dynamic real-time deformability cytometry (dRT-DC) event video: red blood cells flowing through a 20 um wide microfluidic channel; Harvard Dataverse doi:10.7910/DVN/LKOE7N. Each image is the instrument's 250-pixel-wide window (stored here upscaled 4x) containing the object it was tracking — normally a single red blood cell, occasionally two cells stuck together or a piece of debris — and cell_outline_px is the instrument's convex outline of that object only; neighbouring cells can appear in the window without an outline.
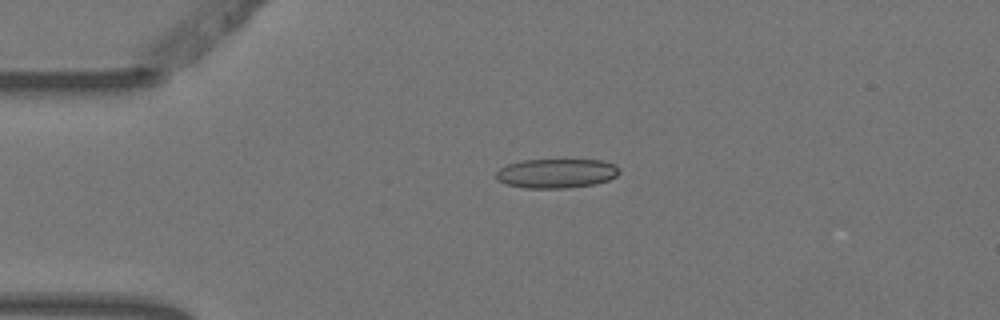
{"species": "Egyptian fruit bat (a non-hibernating species)", "species_latin": "Rousettus aegyptiacus", "temperature_condition": "warm", "stored_images_in_passage": 6, "camera_frame_rate_fps": 3000, "um_per_image_px": 0.085, "animal": {"sex": "female"}, "frame": {"image": 1, "passage_image": 4, "time_ms": 1.0, "image_size_px": [1000, 320], "cell_outline_px": [[620, 172], [616, 176], [608, 180], [596, 184], [564, 188], [524, 188], [504, 184], [496, 180], [496, 172], [500, 168], [508, 164], [524, 160], [604, 160], [616, 164], [620, 168]], "centroid_in_image_um": [47.31, 14.74], "position_along_channel_um": 37.7, "area_um2": 21.27}}